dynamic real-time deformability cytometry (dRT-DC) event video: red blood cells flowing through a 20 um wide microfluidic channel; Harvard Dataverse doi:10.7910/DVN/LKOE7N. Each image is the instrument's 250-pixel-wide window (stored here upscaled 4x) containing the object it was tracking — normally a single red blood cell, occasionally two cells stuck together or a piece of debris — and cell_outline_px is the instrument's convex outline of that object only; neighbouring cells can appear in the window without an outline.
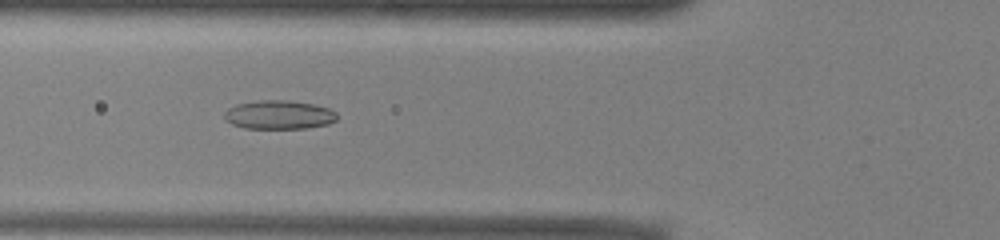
{"species": "common noctule bat (a hibernating species)", "species_latin": "Nyctalus noctula", "temperature_condition": "warm", "stored_images_in_passage": 41, "camera_frame_rate_fps": 3000, "um_per_image_px": 0.085, "animal": {"sex": "male", "body_mass_g": 13.0, "forearm_length_mm": 53.1}, "frame": {"image": 1, "passage_image": 8, "time_ms": 2.333, "image_size_px": [1000, 240], "cell_outline_px": [[336, 120], [328, 124], [308, 128], [244, 128], [232, 124], [224, 120], [224, 112], [228, 108], [236, 104], [260, 100], [288, 100], [312, 104], [328, 108], [336, 112]], "centroid_in_image_um": [23.68, 9.75], "position_along_channel_um": 102.1, "area_um2": 18.9}}
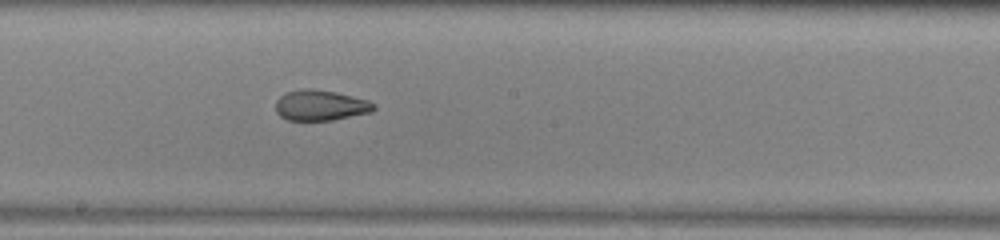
{"frame": {"image": 2, "passage_image": 17, "time_ms": 5.333, "image_size_px": [1000, 240], "cell_outline_px": [[376, 108], [372, 112], [332, 120], [288, 120], [280, 116], [276, 112], [276, 100], [280, 96], [288, 92], [308, 88], [312, 88], [336, 92], [368, 100], [376, 104]], "centroid_in_image_um": [27.26, 8.95], "position_along_channel_um": 220.9, "area_um2": 17.46}}
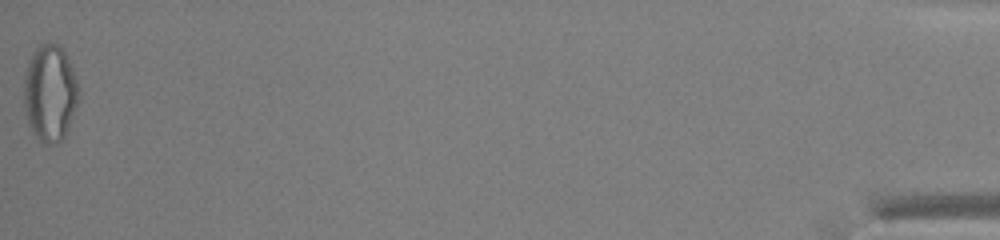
{"frame": {"image": 3, "passage_image": 41, "time_ms": 13.333, "image_size_px": [1000, 240], "cell_outline_px": [[80, 100], [64, 136], [56, 144], [44, 144], [32, 132], [28, 124], [24, 104], [24, 72], [32, 52], [40, 44], [56, 44], [64, 52], [72, 68], [80, 88]], "centroid_in_image_um": [4.25, 7.93], "position_along_channel_um": 431.0, "area_um2": 30.98}, "authors_computed_cell_mechanics": {"area_um2": 19.1896, "velocity_mm_per_s": 3.9616, "shape_relaxation_time_tau1_ms": null, "shape_relaxation_time_tau2_ms": 2.2306, "deformation_change_tau1": null, "deformation_change_tau2": 0.0905}}